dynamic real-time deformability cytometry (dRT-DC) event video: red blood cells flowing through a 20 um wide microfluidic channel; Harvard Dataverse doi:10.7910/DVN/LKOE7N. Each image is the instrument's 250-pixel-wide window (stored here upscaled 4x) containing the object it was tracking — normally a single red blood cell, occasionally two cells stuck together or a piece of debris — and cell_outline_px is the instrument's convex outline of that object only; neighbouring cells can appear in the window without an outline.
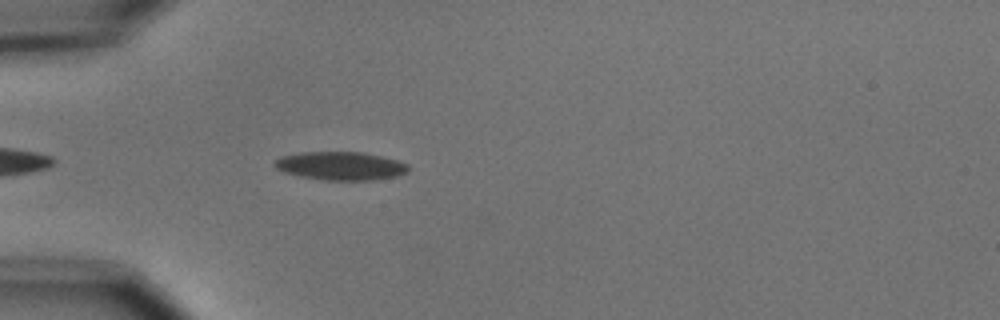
{"species": "common noctule bat (a hibernating species)", "species_latin": "Nyctalus noctula", "temperature_condition": "cold", "stored_images_in_passage": 4, "camera_frame_rate_fps": 3000, "um_per_image_px": 0.085, "animal": {"sex": "male", "body_mass_g": 15.6}, "frame": {"image": 1, "passage_image": 4, "time_ms": 3.667, "image_size_px": [1000, 320], "cell_outline_px": [[408, 172], [396, 176], [372, 180], [324, 180], [300, 176], [284, 172], [276, 168], [272, 164], [272, 160], [280, 156], [300, 152], [360, 152], [380, 156], [396, 160], [408, 164]], "centroid_in_image_um": [28.89, 14.1], "position_along_channel_um": 56.1, "area_um2": 22.14}}